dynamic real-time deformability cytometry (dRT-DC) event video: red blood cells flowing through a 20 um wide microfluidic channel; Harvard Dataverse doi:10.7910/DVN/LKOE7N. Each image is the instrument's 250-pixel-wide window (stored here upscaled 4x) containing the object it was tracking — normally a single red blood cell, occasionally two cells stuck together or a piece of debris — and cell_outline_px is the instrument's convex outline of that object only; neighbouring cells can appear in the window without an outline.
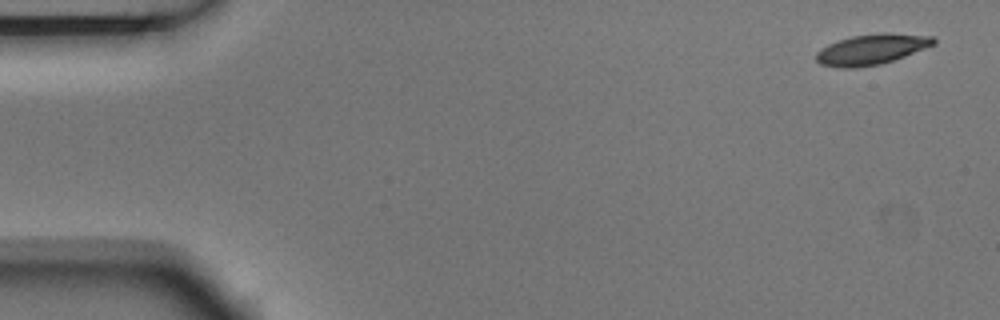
{"species": "Egyptian fruit bat (a non-hibernating species)", "species_latin": "Rousettus aegyptiacus", "temperature_condition": "room temperature", "stored_images_in_passage": 6, "camera_frame_rate_fps": 3000, "um_per_image_px": 0.085, "animal": {"sex": "male"}, "frame": {"image": 1, "passage_image": 1, "time_ms": 0.0, "image_size_px": [1000, 320], "cell_outline_px": [[936, 44], [904, 56], [880, 64], [856, 68], [840, 68], [820, 64], [816, 60], [816, 52], [820, 48], [828, 44], [852, 36], [880, 32], [888, 32], [936, 36]], "centroid_in_image_um": [74.1, 4.18], "position_along_channel_um": 10.9, "area_um2": 21.04}}
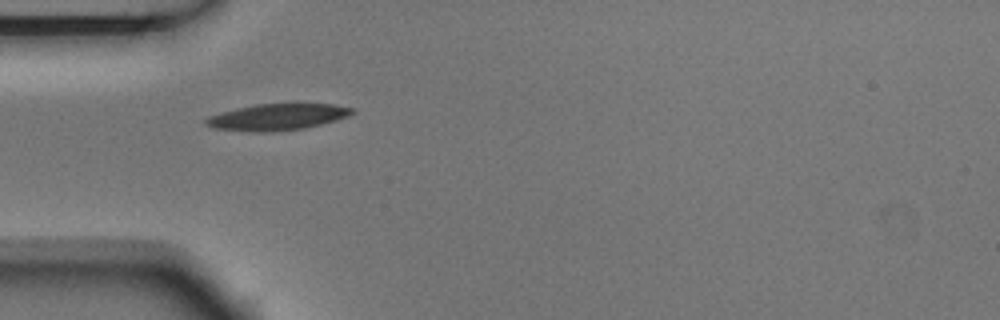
{"frame": {"image": 2, "passage_image": 5, "time_ms": 1.333, "image_size_px": [1000, 320], "cell_outline_px": [[356, 112], [348, 116], [336, 120], [304, 128], [272, 132], [252, 132], [212, 128], [204, 124], [204, 120], [208, 116], [220, 112], [236, 108], [256, 104], [332, 104], [356, 108]], "centroid_in_image_um": [23.55, 9.95], "position_along_channel_um": 61.5, "area_um2": 22.66}}
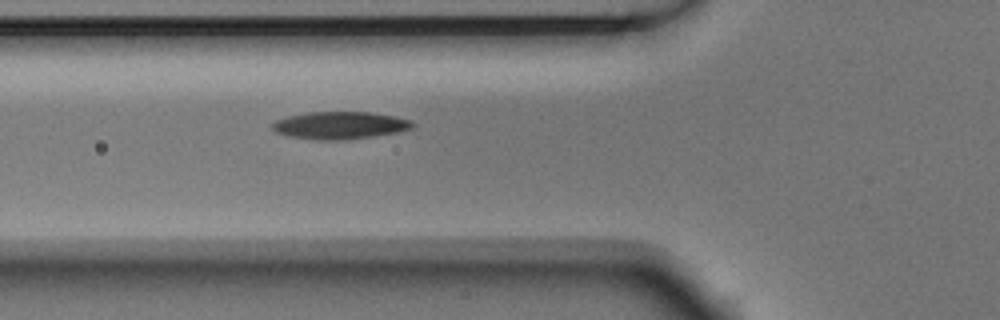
{"frame": {"image": 3, "passage_image": 6, "time_ms": 1.667, "image_size_px": [1000, 320], "cell_outline_px": [[416, 124], [412, 128], [400, 132], [348, 140], [316, 140], [288, 136], [276, 132], [272, 128], [272, 124], [276, 120], [288, 116], [308, 112], [372, 112], [412, 120]], "centroid_in_image_um": [28.92, 10.66], "position_along_channel_um": 96.9, "area_um2": 22.6}}